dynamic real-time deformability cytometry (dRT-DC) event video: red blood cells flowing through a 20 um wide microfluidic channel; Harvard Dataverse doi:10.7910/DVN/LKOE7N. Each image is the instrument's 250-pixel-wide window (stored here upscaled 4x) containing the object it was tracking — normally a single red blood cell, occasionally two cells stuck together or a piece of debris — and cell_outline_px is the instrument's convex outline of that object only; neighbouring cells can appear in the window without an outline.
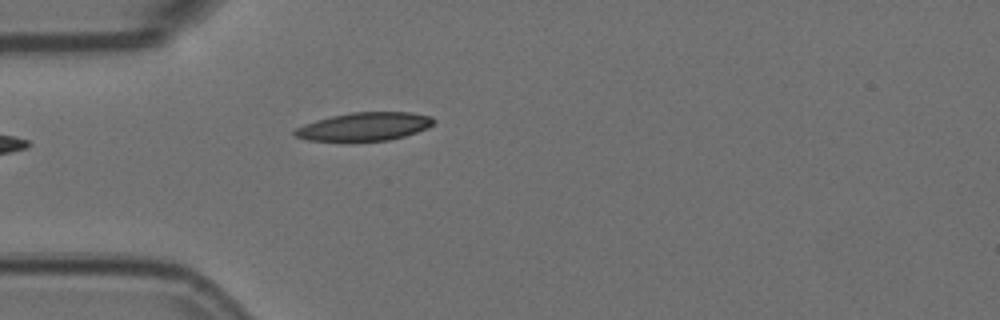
{"species": "Egyptian fruit bat (a non-hibernating species)", "species_latin": "Rousettus aegyptiacus", "temperature_condition": "room temperature", "stored_images_in_passage": 5, "camera_frame_rate_fps": 3000, "um_per_image_px": 0.085, "animal": {"sex": "female"}, "frame": {"image": 1, "passage_image": 5, "time_ms": 1.333, "image_size_px": [1000, 320], "cell_outline_px": [[436, 120], [428, 128], [404, 136], [388, 140], [308, 140], [296, 136], [292, 132], [296, 128], [304, 124], [316, 120], [332, 116], [352, 112], [412, 112], [432, 116]], "centroid_in_image_um": [31.01, 10.74], "position_along_channel_um": 54.0, "area_um2": 22.6}}